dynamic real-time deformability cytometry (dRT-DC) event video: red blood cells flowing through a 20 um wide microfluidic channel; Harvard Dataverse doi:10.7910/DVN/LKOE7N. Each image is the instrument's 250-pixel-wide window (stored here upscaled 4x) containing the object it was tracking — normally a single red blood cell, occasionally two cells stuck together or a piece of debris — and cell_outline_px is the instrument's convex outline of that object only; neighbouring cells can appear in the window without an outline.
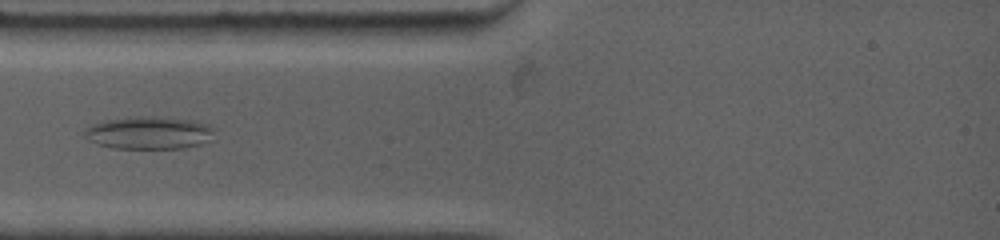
{"species": "common noctule bat (a hibernating species)", "species_latin": "Nyctalus noctula", "temperature_condition": "warm", "stored_images_in_passage": 7, "camera_frame_rate_fps": 4500, "um_per_image_px": 0.085, "animal": {"sex": "female", "body_mass_g": 19.0, "forearm_length_mm": 53.3}, "frame": {"image": 1, "passage_image": 5, "time_ms": 3.111, "image_size_px": [1000, 240], "cell_outline_px": [[212, 140], [200, 144], [180, 148], [116, 148], [96, 144], [88, 140], [84, 136], [84, 132], [92, 124], [108, 120], [136, 116], [156, 116], [196, 120], [208, 124], [212, 128]], "centroid_in_image_um": [12.68, 11.28], "position_along_channel_um": 72.3, "area_um2": 24.68}}
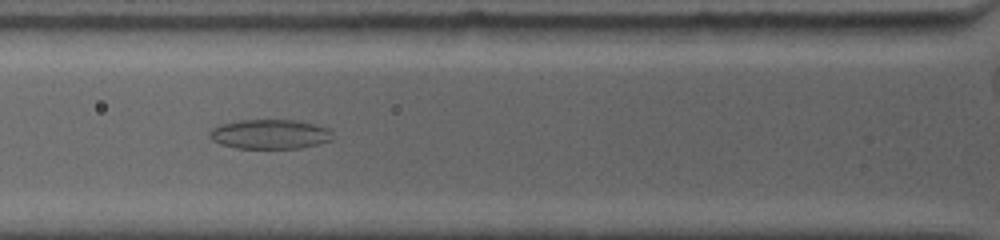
{"frame": {"image": 2, "passage_image": 6, "time_ms": 4.0, "image_size_px": [1000, 240], "cell_outline_px": [[332, 140], [300, 148], [236, 148], [220, 144], [212, 140], [208, 136], [208, 132], [212, 128], [220, 124], [240, 120], [296, 120], [328, 128], [332, 132]], "centroid_in_image_um": [22.9, 11.4], "position_along_channel_um": 102.9, "area_um2": 21.15}}
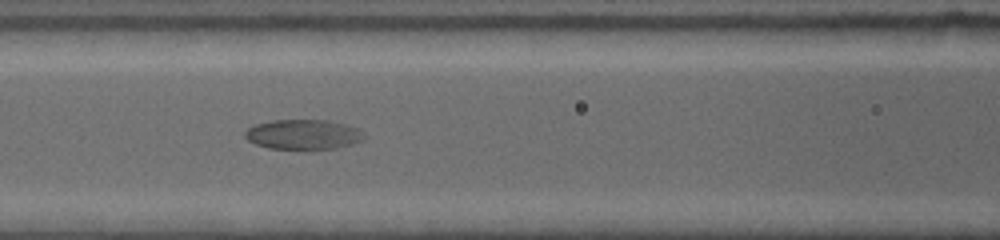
{"frame": {"image": 3, "passage_image": 7, "time_ms": 5.111, "image_size_px": [1000, 240], "cell_outline_px": [[364, 140], [336, 148], [268, 148], [256, 144], [248, 140], [244, 136], [244, 132], [248, 128], [256, 124], [272, 120], [328, 120], [344, 124], [356, 128]], "centroid_in_image_um": [25.71, 11.41], "position_along_channel_um": 140.9, "area_um2": 20.23}}